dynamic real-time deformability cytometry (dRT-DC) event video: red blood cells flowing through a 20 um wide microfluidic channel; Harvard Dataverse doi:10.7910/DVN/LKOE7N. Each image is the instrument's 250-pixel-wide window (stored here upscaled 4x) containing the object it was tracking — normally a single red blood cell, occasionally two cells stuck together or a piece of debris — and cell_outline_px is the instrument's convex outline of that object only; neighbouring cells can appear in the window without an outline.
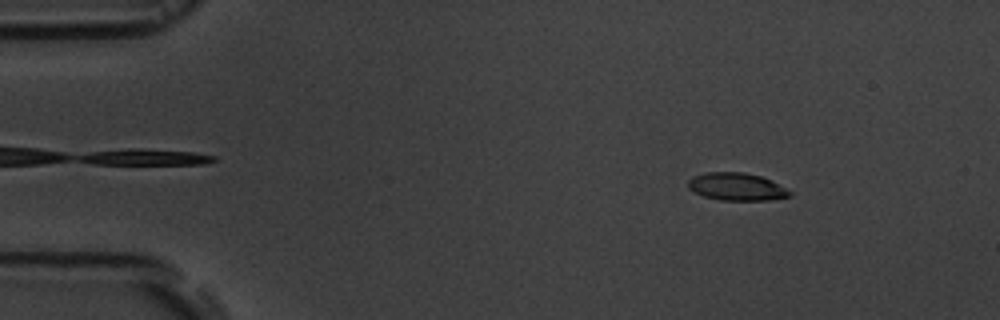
{"species": "common noctule bat (a hibernating species)", "species_latin": "Nyctalus noctula", "temperature_condition": "room temperature", "stored_images_in_passage": 6, "camera_frame_rate_fps": 3000, "um_per_image_px": 0.085, "animal": {"sex": "male", "body_mass_g": 19.5, "forearm_length_mm": 54.6}, "frame": {"image": 1, "passage_image": 2, "time_ms": 1.333, "image_size_px": [1000, 320], "cell_outline_px": [[792, 196], [768, 200], [720, 200], [704, 196], [688, 188], [688, 180], [692, 176], [704, 172], [744, 172], [760, 176], [772, 180], [792, 192]], "centroid_in_image_um": [62.62, 15.86], "position_along_channel_um": 22.4, "area_um2": 16.42}}
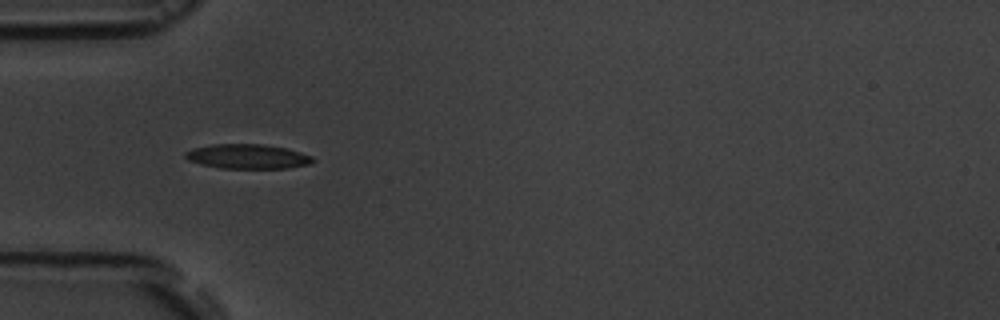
{"frame": {"image": 2, "passage_image": 5, "time_ms": 4.667, "image_size_px": [1000, 320], "cell_outline_px": [[316, 160], [308, 164], [288, 168], [220, 168], [200, 164], [188, 160], [184, 156], [184, 152], [192, 148], [212, 144], [264, 144], [284, 148], [300, 152], [312, 156]], "centroid_in_image_um": [21.01, 13.3], "position_along_channel_um": 64.0, "area_um2": 18.26}}
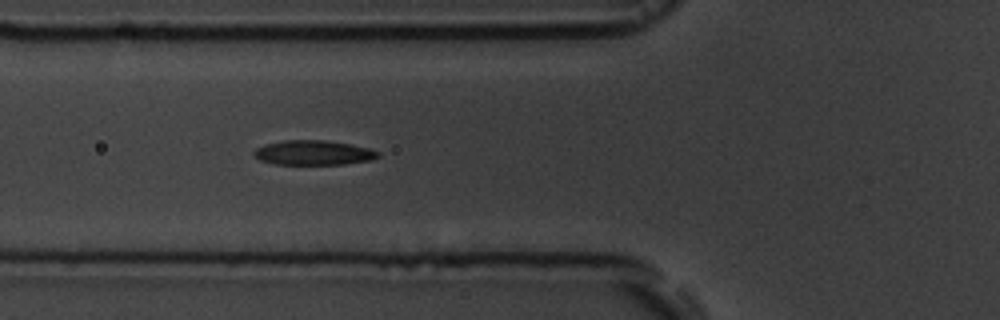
{"frame": {"image": 3, "passage_image": 6, "time_ms": 5.667, "image_size_px": [1000, 320], "cell_outline_px": [[380, 156], [372, 160], [344, 164], [276, 164], [260, 160], [252, 156], [252, 152], [256, 148], [264, 144], [284, 140], [324, 140], [352, 144], [368, 148], [380, 152]], "centroid_in_image_um": [26.63, 12.98], "position_along_channel_um": 99.2, "area_um2": 17.98}}